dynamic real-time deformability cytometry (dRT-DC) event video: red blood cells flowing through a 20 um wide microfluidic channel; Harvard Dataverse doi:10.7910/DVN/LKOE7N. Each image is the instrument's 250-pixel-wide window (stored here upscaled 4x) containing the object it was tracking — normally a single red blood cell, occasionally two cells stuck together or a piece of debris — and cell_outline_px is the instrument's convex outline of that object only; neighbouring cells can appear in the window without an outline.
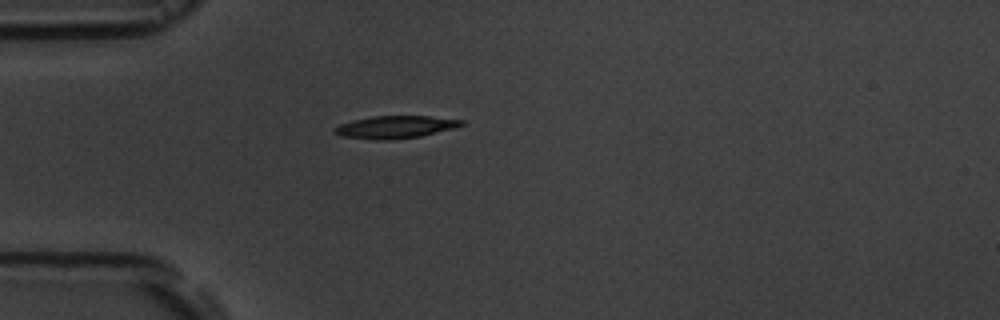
{"species": "common noctule bat (a hibernating species)", "species_latin": "Nyctalus noctula", "temperature_condition": "room temperature", "stored_images_in_passage": 2, "camera_frame_rate_fps": 3000, "um_per_image_px": 0.085, "animal": {"sex": "male", "body_mass_g": 19.5, "forearm_length_mm": 54.6}, "frame": {"image": 1, "passage_image": 1, "time_ms": 0.0, "image_size_px": [1000, 320], "cell_outline_px": [[464, 124], [456, 128], [420, 136], [388, 140], [372, 140], [340, 136], [332, 132], [332, 128], [340, 124], [352, 120], [372, 116], [428, 116], [464, 120]], "centroid_in_image_um": [33.55, 10.8], "position_along_channel_um": 51.4, "area_um2": 16.82}}